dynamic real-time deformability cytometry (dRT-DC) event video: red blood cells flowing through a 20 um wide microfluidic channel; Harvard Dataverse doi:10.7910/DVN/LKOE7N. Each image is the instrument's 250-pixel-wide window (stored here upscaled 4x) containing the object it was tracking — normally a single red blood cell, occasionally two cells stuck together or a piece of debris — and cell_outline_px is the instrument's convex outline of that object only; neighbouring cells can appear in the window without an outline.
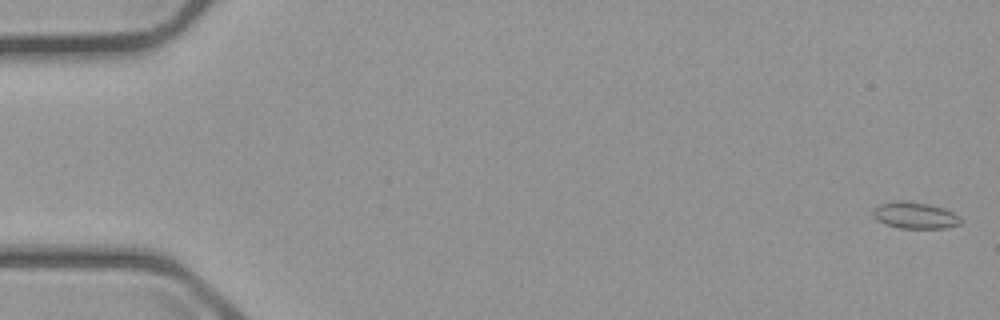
{"species": "common noctule bat (a hibernating species)", "species_latin": "Nyctalus noctula", "temperature_condition": "cold", "stored_images_in_passage": 16, "segment_of_instrument_passage": [1, 2], "camera_frame_rate_fps": 3000, "um_per_image_px": 0.085, "animal": {"sex": "male", "body_mass_g": 23.1, "forearm_length_mm": 52.7}, "frame": {"image": 1, "passage_image": 1, "time_ms": 0.0, "image_size_px": [1000, 320], "cell_outline_px": [[960, 224], [944, 228], [900, 228], [884, 224], [872, 212], [880, 204], [900, 200], [904, 200], [928, 204], [944, 208], [960, 216]], "centroid_in_image_um": [77.81, 18.3], "position_along_channel_um": 7.2, "area_um2": 13.29}}
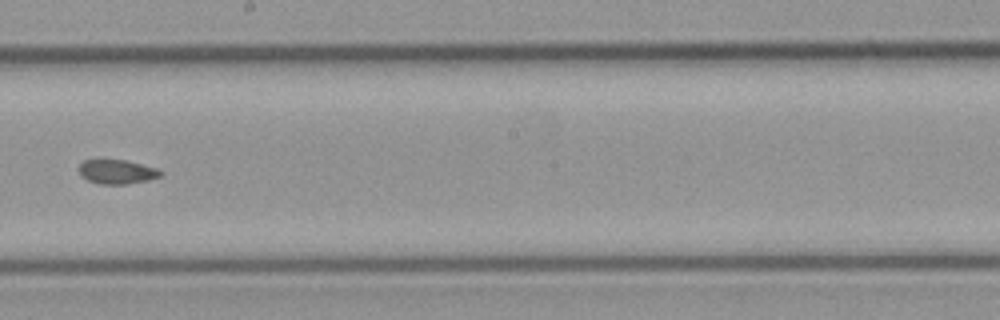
{"frame": {"image": 2, "passage_image": 9, "time_ms": 10.333, "image_size_px": [1000, 320], "cell_outline_px": [[164, 172], [160, 176], [148, 180], [124, 184], [100, 184], [88, 180], [80, 176], [76, 168], [84, 160], [124, 160], [156, 168]], "centroid_in_image_um": [9.89, 14.6], "position_along_channel_um": 238.3, "area_um2": 11.5}}
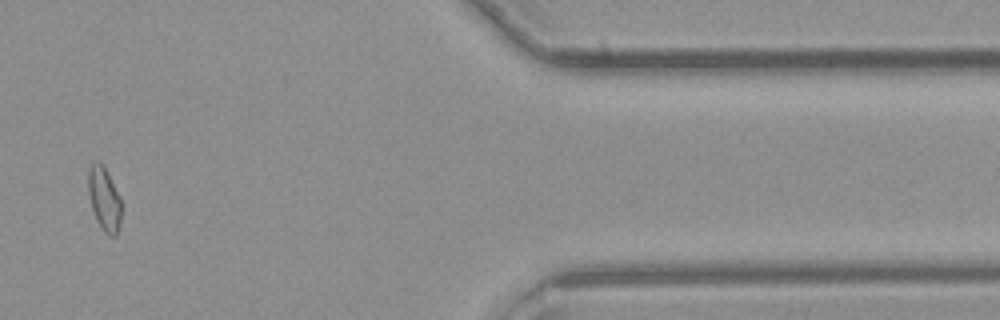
{"frame": {"image": 3, "passage_image": 13, "time_ms": 16.0, "image_size_px": [1000, 320], "cell_outline_px": [[120, 224], [116, 236], [108, 236], [104, 232], [96, 220], [92, 208], [88, 192], [88, 172], [92, 164], [96, 160], [104, 168], [120, 200]], "centroid_in_image_um": [8.83, 16.98], "position_along_channel_um": 402.6, "area_um2": 11.79}}